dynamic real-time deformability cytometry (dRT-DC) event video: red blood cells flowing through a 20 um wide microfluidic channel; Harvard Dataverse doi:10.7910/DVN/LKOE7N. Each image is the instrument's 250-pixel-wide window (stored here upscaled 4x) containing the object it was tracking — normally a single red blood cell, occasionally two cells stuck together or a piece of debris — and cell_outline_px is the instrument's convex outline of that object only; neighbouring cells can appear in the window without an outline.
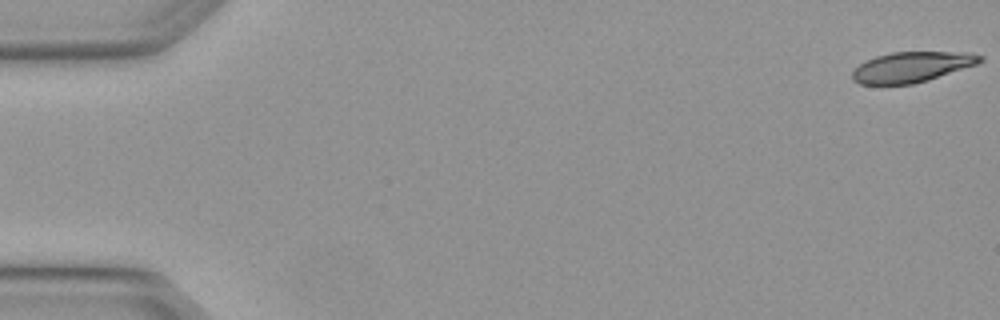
{"species": "Egyptian fruit bat (a non-hibernating species)", "species_latin": "Rousettus aegyptiacus", "temperature_condition": "warm", "stored_images_in_passage": 4, "camera_frame_rate_fps": 3000, "um_per_image_px": 0.085, "animal": {"sex": "female"}, "frame": {"image": 1, "passage_image": 1, "time_ms": 0.0, "image_size_px": [1000, 320], "cell_outline_px": [[984, 60], [976, 64], [928, 80], [912, 84], [860, 84], [852, 80], [852, 72], [860, 64], [876, 56], [892, 52], [968, 52], [984, 56]], "centroid_in_image_um": [77.51, 5.69], "position_along_channel_um": 7.5, "area_um2": 22.43}}
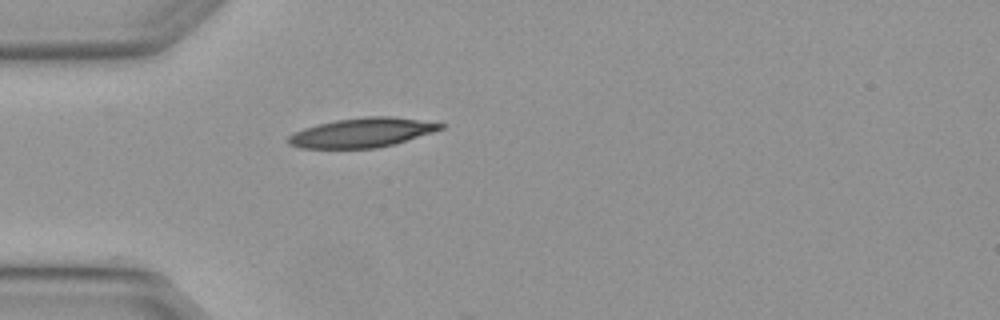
{"frame": {"image": 2, "passage_image": 4, "time_ms": 1.0, "image_size_px": [1000, 320], "cell_outline_px": [[448, 124], [444, 128], [396, 144], [376, 148], [300, 148], [288, 144], [288, 136], [292, 132], [304, 128], [336, 120], [368, 116], [392, 116]], "centroid_in_image_um": [30.79, 11.27], "position_along_channel_um": 54.2, "area_um2": 26.07}}